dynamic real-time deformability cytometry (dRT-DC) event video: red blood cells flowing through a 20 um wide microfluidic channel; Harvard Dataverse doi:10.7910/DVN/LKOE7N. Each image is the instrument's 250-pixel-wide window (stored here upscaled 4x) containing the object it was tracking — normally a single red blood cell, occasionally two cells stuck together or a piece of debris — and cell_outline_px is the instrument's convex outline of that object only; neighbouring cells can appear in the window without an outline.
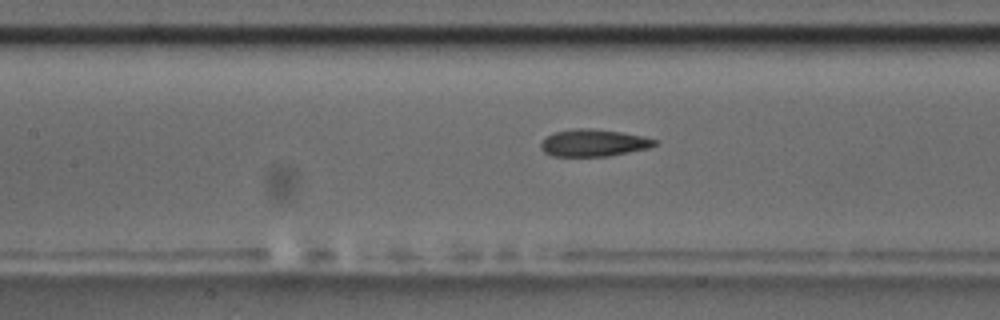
{"species": "common noctule bat (a hibernating species)", "species_latin": "Nyctalus noctula", "temperature_condition": "room temperature", "stored_images_in_passage": 40, "camera_frame_rate_fps": 3000, "um_per_image_px": 0.085, "animal": {"sex": "male", "body_mass_g": 17.5, "forearm_length_mm": 52.3}, "frame": {"image": 1, "passage_image": 12, "time_ms": 3.667, "image_size_px": [1000, 320], "cell_outline_px": [[656, 144], [648, 148], [608, 156], [552, 156], [544, 152], [540, 148], [540, 144], [552, 132], [572, 128], [592, 128], [620, 132], [640, 136], [656, 140]], "centroid_in_image_um": [50.39, 12.14], "position_along_channel_um": 157.0, "area_um2": 17.86}}
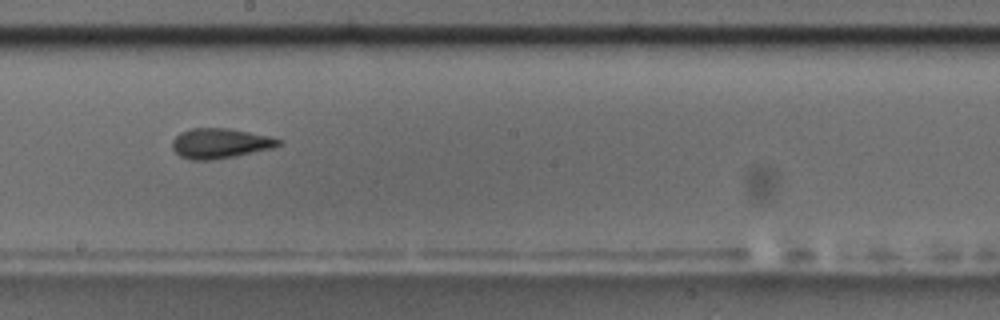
{"frame": {"image": 2, "passage_image": 18, "time_ms": 5.667, "image_size_px": [1000, 320], "cell_outline_px": [[284, 140], [280, 144], [272, 148], [236, 156], [212, 160], [192, 160], [180, 156], [172, 148], [172, 140], [180, 132], [192, 128], [228, 128], [268, 136]], "centroid_in_image_um": [18.69, 12.18], "position_along_channel_um": 229.5, "area_um2": 18.55}}
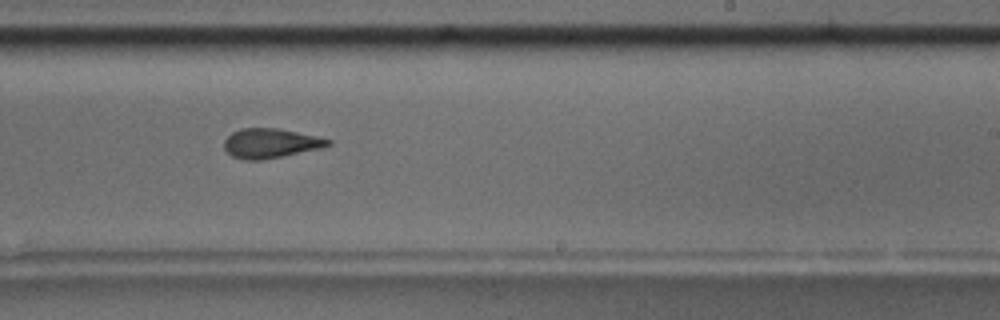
{"frame": {"image": 3, "passage_image": 21, "time_ms": 6.667, "image_size_px": [1000, 320], "cell_outline_px": [[332, 144], [320, 148], [260, 160], [244, 160], [232, 156], [224, 148], [224, 140], [232, 132], [240, 128], [276, 128], [316, 136], [332, 140]], "centroid_in_image_um": [22.96, 12.17], "position_along_channel_um": 266.0, "area_um2": 17.63}, "authors_computed_cell_mechanics": {"area_um2": 18.4382, "velocity_mm_per_s": 3.648, "shape_relaxation_time_tau1_ms": 4.9998, "shape_relaxation_time_tau2_ms": 2.6432, "deformation_change_tau1": 0.1572, "deformation_change_tau2": 0.0978}}